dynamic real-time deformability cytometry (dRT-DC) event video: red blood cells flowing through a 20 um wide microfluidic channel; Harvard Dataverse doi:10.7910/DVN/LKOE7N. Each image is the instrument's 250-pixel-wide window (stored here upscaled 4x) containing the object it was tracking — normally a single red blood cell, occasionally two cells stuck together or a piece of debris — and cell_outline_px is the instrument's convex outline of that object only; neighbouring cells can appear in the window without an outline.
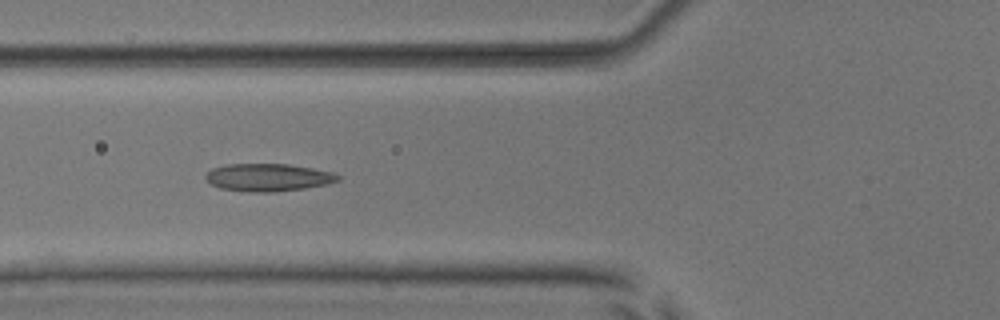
{"species": "common noctule bat (a hibernating species)", "species_latin": "Nyctalus noctula", "temperature_condition": "room temperature", "stored_images_in_passage": 8, "camera_frame_rate_fps": 3000, "um_per_image_px": 0.085, "animal": {"sex": "male", "body_mass_g": 17.9, "forearm_length_mm": 54.2}, "frame": {"image": 1, "passage_image": 6, "time_ms": 5.667, "image_size_px": [1000, 320], "cell_outline_px": [[340, 180], [328, 184], [304, 188], [272, 192], [248, 192], [220, 188], [212, 184], [204, 176], [212, 168], [228, 164], [288, 164], [312, 168], [332, 172], [340, 176]], "centroid_in_image_um": [22.8, 15.08], "position_along_channel_um": 103.0, "area_um2": 21.21}}
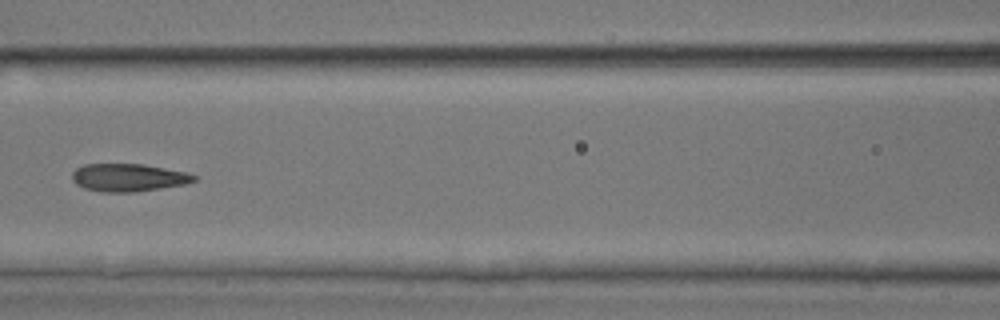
{"frame": {"image": 2, "passage_image": 7, "time_ms": 7.0, "image_size_px": [1000, 320], "cell_outline_px": [[196, 180], [184, 184], [136, 192], [100, 192], [84, 188], [76, 184], [72, 180], [72, 172], [76, 168], [84, 164], [140, 164], [184, 172], [196, 176]], "centroid_in_image_um": [10.84, 15.1], "position_along_channel_um": 155.8, "area_um2": 19.54}}